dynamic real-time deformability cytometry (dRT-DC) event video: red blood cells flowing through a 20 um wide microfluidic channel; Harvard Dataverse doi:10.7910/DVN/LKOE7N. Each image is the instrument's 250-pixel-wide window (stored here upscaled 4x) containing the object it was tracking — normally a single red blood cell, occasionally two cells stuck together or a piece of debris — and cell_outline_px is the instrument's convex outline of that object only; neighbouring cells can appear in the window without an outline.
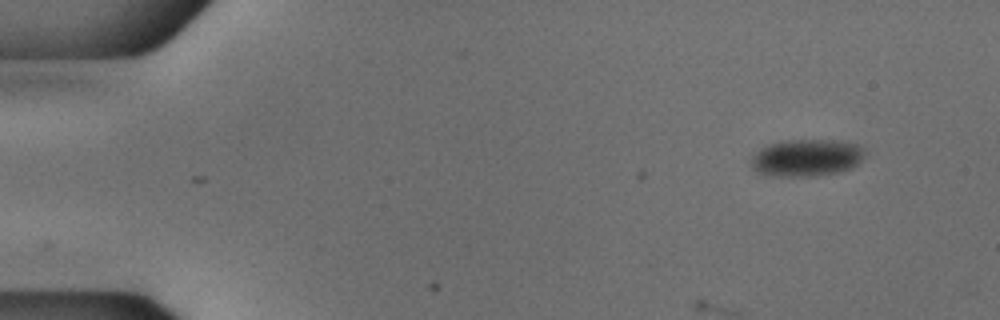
{"species": "common noctule bat (a hibernating species)", "species_latin": "Nyctalus noctula", "temperature_condition": "cold", "stored_images_in_passage": 13, "camera_frame_rate_fps": 3000, "um_per_image_px": 0.085, "animal": {"sex": "male", "body_mass_g": 18.8}, "frame": {"image": 1, "passage_image": 1, "time_ms": 0.0, "image_size_px": [1000, 320], "cell_outline_px": [[864, 156], [856, 164], [840, 172], [812, 176], [764, 176], [756, 172], [752, 168], [752, 156], [760, 148], [768, 144], [784, 140], [832, 140], [856, 144], [864, 152]], "centroid_in_image_um": [68.47, 13.42], "position_along_channel_um": 16.5, "area_um2": 24.51}}
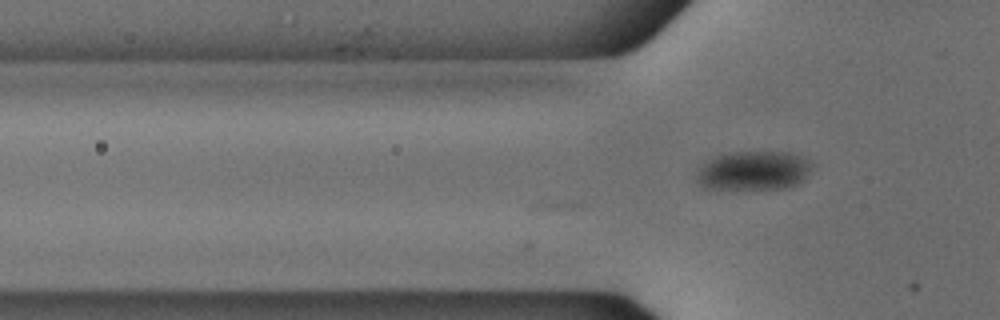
{"frame": {"image": 2, "passage_image": 13, "time_ms": 4.0, "image_size_px": [1000, 320], "cell_outline_px": [[816, 164], [804, 180], [788, 188], [704, 188], [696, 180], [696, 172], [708, 160], [716, 156], [736, 152], [792, 152], [804, 156]], "centroid_in_image_um": [64.14, 14.49], "position_along_channel_um": 61.7, "area_um2": 26.41}}